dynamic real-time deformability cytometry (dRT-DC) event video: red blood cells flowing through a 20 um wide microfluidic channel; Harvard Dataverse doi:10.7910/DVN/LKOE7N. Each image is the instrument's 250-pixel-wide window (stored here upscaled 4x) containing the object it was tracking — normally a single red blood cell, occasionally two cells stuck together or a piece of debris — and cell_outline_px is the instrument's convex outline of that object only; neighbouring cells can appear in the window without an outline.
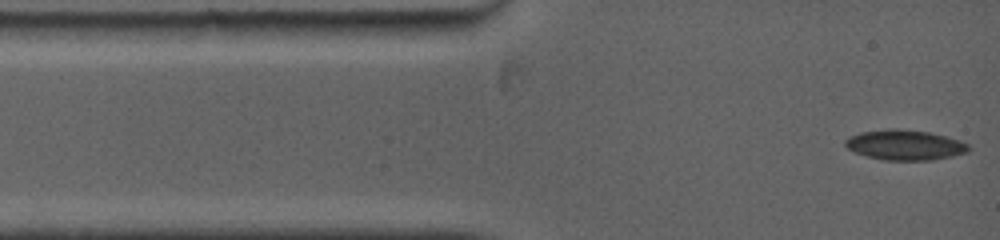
{"species": "common noctule bat (a hibernating species)", "species_latin": "Nyctalus noctula", "temperature_condition": "warm", "stored_images_in_passage": 39, "camera_frame_rate_fps": 5000, "um_per_image_px": 0.085, "animal": {"sex": "female", "body_mass_g": 19.0, "forearm_length_mm": 53.3}, "frame": {"image": 1, "passage_image": 1, "time_ms": 0.0, "image_size_px": [1000, 240], "cell_outline_px": [[968, 152], [952, 156], [932, 160], [884, 160], [868, 156], [856, 152], [848, 148], [844, 144], [844, 140], [848, 136], [860, 132], [888, 128], [892, 128], [928, 132], [960, 140], [968, 144]], "centroid_in_image_um": [76.89, 12.32], "position_along_channel_um": 8.1, "area_um2": 21.56}}
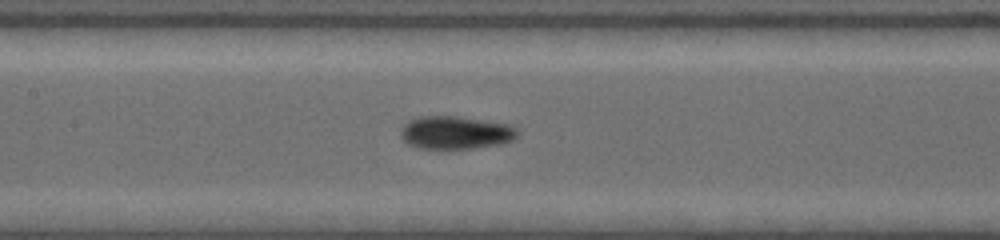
{"frame": {"image": 2, "passage_image": 23, "time_ms": 5.2, "image_size_px": [1000, 240], "cell_outline_px": [[520, 132], [512, 140], [504, 144], [472, 148], [420, 148], [408, 144], [400, 136], [400, 128], [408, 120], [420, 116], [456, 116], [508, 124], [516, 128]], "centroid_in_image_um": [38.71, 11.27], "position_along_channel_um": 168.7, "area_um2": 22.48}}
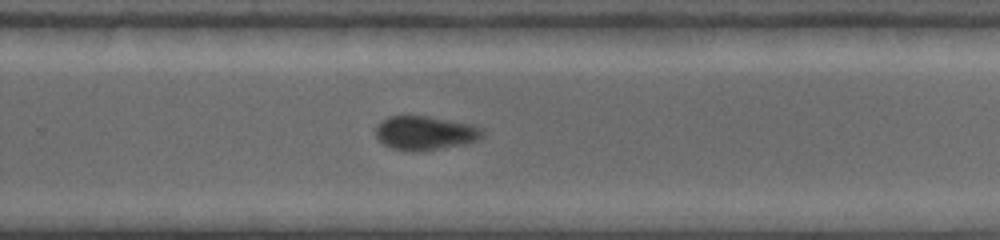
{"frame": {"image": 3, "passage_image": 39, "time_ms": 8.4, "image_size_px": [1000, 240], "cell_outline_px": [[484, 136], [476, 140], [464, 144], [440, 148], [392, 148], [384, 144], [376, 136], [376, 128], [388, 116], [428, 116], [472, 124], [484, 128]], "centroid_in_image_um": [36.21, 11.25], "position_along_channel_um": 293.6, "area_um2": 20.29}}